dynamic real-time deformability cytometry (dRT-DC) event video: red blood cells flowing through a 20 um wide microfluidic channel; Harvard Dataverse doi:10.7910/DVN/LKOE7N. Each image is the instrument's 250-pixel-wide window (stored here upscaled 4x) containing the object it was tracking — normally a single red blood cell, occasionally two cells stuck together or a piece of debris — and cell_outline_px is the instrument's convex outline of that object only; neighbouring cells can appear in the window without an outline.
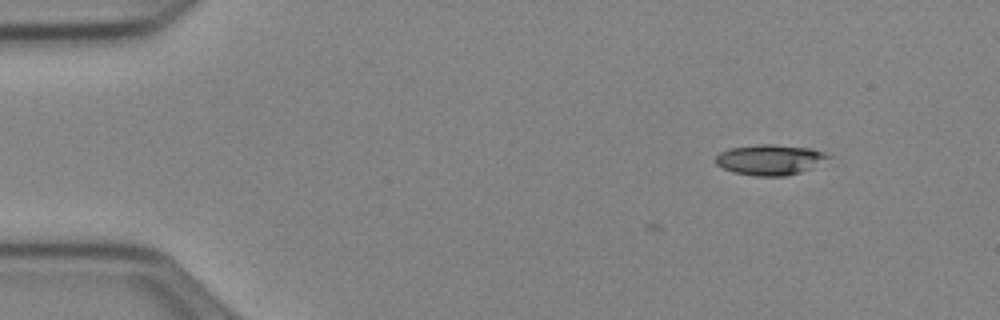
{"species": "Egyptian fruit bat (a non-hibernating species)", "species_latin": "Rousettus aegyptiacus", "temperature_condition": "cold", "stored_images_in_passage": 3, "camera_frame_rate_fps": 3000, "um_per_image_px": 0.085, "animal": {"sex": "female"}, "frame": {"image": 1, "passage_image": 3, "time_ms": 0.667, "image_size_px": [1000, 320], "cell_outline_px": [[832, 156], [812, 168], [800, 172], [784, 176], [756, 176], [732, 172], [716, 164], [716, 156], [720, 152], [728, 148], [756, 144], [772, 144], [812, 148], [824, 152]], "centroid_in_image_um": [65.44, 13.57], "position_along_channel_um": 19.6, "area_um2": 20.06}}